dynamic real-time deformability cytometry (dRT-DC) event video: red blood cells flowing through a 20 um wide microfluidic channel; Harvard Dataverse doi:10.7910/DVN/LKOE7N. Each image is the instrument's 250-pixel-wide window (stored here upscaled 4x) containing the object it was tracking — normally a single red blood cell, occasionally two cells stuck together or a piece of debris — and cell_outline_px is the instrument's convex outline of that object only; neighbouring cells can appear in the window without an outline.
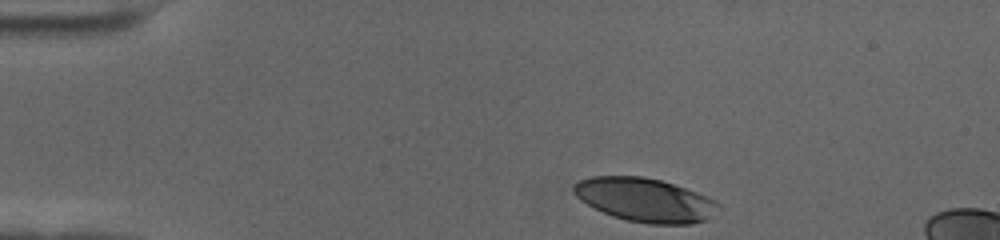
{"species": "human", "species_latin": "Homo sapiens", "temperature_condition": "cold", "stored_images_in_passage": 39, "camera_frame_rate_fps": 3000, "um_per_image_px": 0.085, "donor": {"sex": "female"}, "frame": {"image": 1, "passage_image": 1, "time_ms": 0.0, "image_size_px": [1000, 240], "cell_outline_px": [[720, 208], [708, 220], [692, 224], [648, 224], [628, 220], [612, 216], [580, 200], [572, 192], [572, 184], [580, 180], [592, 176], [644, 176], [660, 180], [708, 196], [716, 200], [720, 204]], "centroid_in_image_um": [54.85, 16.99], "position_along_channel_um": 30.2, "area_um2": 36.99}}
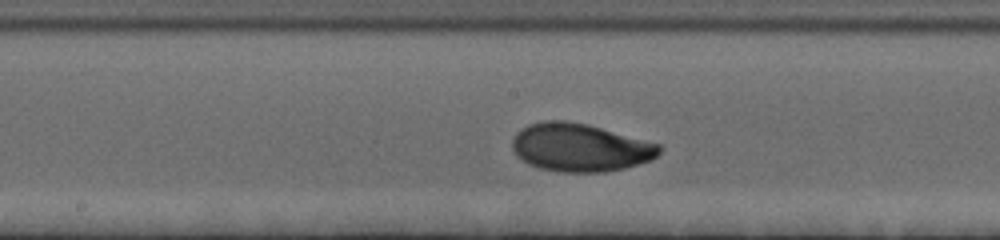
{"frame": {"image": 2, "passage_image": 21, "time_ms": 6.667, "image_size_px": [1000, 240], "cell_outline_px": [[664, 148], [652, 160], [624, 168], [604, 172], [556, 172], [540, 168], [528, 164], [516, 156], [512, 148], [512, 140], [516, 132], [520, 128], [528, 124], [544, 120], [568, 120], [588, 124], [660, 144]], "centroid_in_image_um": [49.28, 12.53], "position_along_channel_um": 198.9, "area_um2": 41.62}}
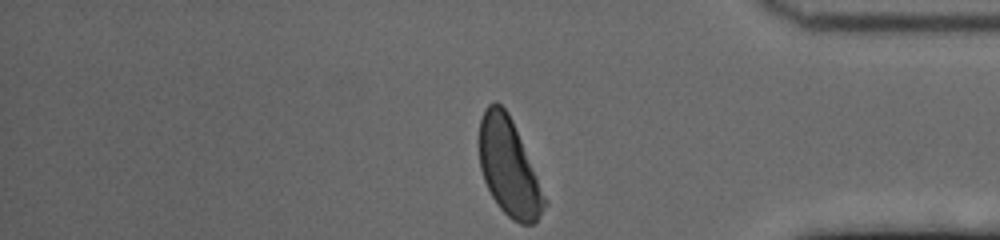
{"frame": {"image": 3, "passage_image": 39, "time_ms": 12.667, "image_size_px": [1000, 240], "cell_outline_px": [[548, 204], [536, 220], [532, 224], [520, 224], [512, 220], [500, 208], [492, 196], [484, 180], [480, 168], [480, 120], [484, 108], [488, 104], [496, 100], [508, 112], [512, 120], [548, 200]], "centroid_in_image_um": [43.26, 14.23], "position_along_channel_um": 391.9, "area_um2": 36.76}, "authors_computed_cell_mechanics": {"area_um2": 39.7664, "velocity_mm_per_s": 3.5175, "shape_relaxation_time_tau1_ms": 3.073, "shape_relaxation_time_tau2_ms": 1.2303, "deformation_change_tau1": 0.1508, "deformation_change_tau2": 0.0463}}